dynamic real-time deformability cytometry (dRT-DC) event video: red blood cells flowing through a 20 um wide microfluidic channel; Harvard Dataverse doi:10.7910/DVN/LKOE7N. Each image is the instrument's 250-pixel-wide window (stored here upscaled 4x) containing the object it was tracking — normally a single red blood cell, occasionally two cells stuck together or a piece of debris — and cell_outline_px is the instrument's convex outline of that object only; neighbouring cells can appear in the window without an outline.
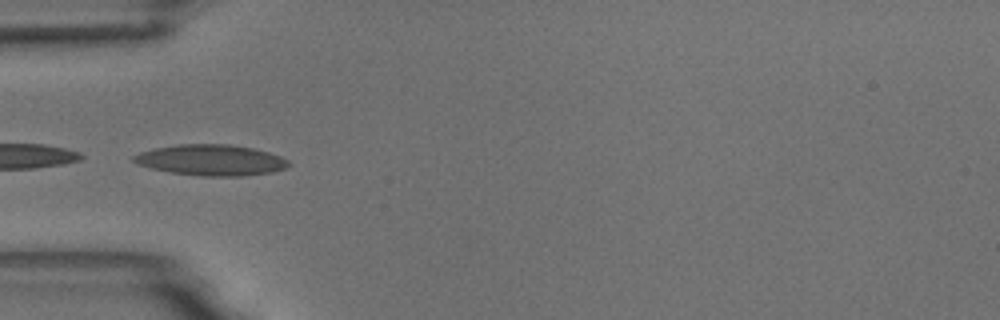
{"species": "common noctule bat (a hibernating species)", "species_latin": "Nyctalus noctula", "temperature_condition": "room temperature", "stored_images_in_passage": 24, "camera_frame_rate_fps": 3000, "um_per_image_px": 0.085, "animal": {"sex": "male", "body_mass_g": 18.8}, "frame": {"image": 1, "passage_image": 1, "time_ms": 0.0, "image_size_px": [1000, 320], "cell_outline_px": [[292, 164], [288, 168], [272, 172], [240, 176], [200, 176], [172, 172], [152, 168], [136, 164], [132, 160], [132, 156], [140, 152], [156, 148], [176, 144], [228, 144], [252, 148], [268, 152], [280, 156], [288, 160]], "centroid_in_image_um": [17.96, 13.6], "position_along_channel_um": 67.0, "area_um2": 27.92}}